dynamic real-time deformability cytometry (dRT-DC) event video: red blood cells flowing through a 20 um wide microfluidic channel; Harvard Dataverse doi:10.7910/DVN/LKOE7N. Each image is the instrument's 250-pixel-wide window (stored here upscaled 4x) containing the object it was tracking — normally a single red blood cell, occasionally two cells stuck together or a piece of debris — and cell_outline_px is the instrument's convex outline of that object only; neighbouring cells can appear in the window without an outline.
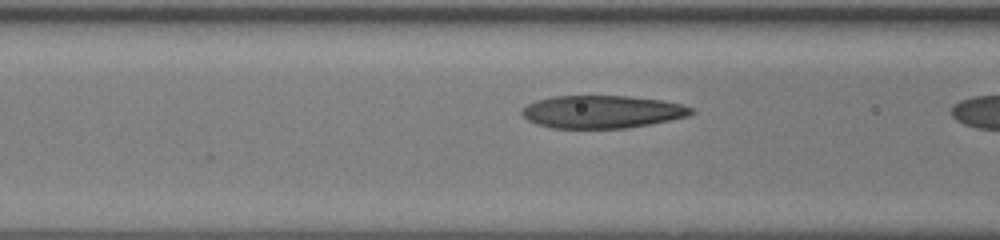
{"species": "human", "species_latin": "Homo sapiens", "temperature_condition": "room temperature", "stored_images_in_passage": 26, "camera_frame_rate_fps": 3000, "um_per_image_px": 0.085, "donor": {"sex": "female"}, "frame": {"image": 1, "passage_image": 24, "time_ms": 7.667, "image_size_px": [1000, 240], "cell_outline_px": [[696, 112], [688, 116], [672, 120], [652, 124], [628, 128], [552, 128], [536, 124], [528, 120], [520, 112], [528, 104], [536, 100], [552, 96], [632, 96], [660, 100], [680, 104], [692, 108]], "centroid_in_image_um": [51.19, 9.5], "position_along_channel_um": 115.4, "area_um2": 32.43}}